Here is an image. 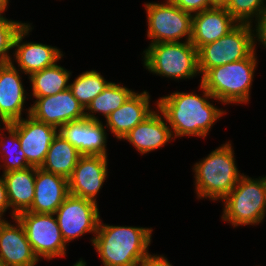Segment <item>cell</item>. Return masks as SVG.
I'll list each match as a JSON object with an SVG mask.
<instances>
[{"instance_id":"cell-36","label":"cell","mask_w":266,"mask_h":266,"mask_svg":"<svg viewBox=\"0 0 266 266\" xmlns=\"http://www.w3.org/2000/svg\"><path fill=\"white\" fill-rule=\"evenodd\" d=\"M0 121L3 123V126H4V127H2V126H1V123H0V135H1L2 131H5V130H6V128H7V126L9 125V123L6 122V121L3 120V119H0ZM1 127H2V128H1ZM3 128H4V130H3Z\"/></svg>"},{"instance_id":"cell-33","label":"cell","mask_w":266,"mask_h":266,"mask_svg":"<svg viewBox=\"0 0 266 266\" xmlns=\"http://www.w3.org/2000/svg\"><path fill=\"white\" fill-rule=\"evenodd\" d=\"M142 266H173L164 255H151Z\"/></svg>"},{"instance_id":"cell-25","label":"cell","mask_w":266,"mask_h":266,"mask_svg":"<svg viewBox=\"0 0 266 266\" xmlns=\"http://www.w3.org/2000/svg\"><path fill=\"white\" fill-rule=\"evenodd\" d=\"M134 91L123 85L110 82L106 88L98 94L85 109V117L90 120L100 121L95 113H101L105 120L118 109Z\"/></svg>"},{"instance_id":"cell-24","label":"cell","mask_w":266,"mask_h":266,"mask_svg":"<svg viewBox=\"0 0 266 266\" xmlns=\"http://www.w3.org/2000/svg\"><path fill=\"white\" fill-rule=\"evenodd\" d=\"M72 73L57 63L29 76L33 98L55 95L69 88Z\"/></svg>"},{"instance_id":"cell-19","label":"cell","mask_w":266,"mask_h":266,"mask_svg":"<svg viewBox=\"0 0 266 266\" xmlns=\"http://www.w3.org/2000/svg\"><path fill=\"white\" fill-rule=\"evenodd\" d=\"M239 23L225 8H209L192 16L190 42L198 50L228 34Z\"/></svg>"},{"instance_id":"cell-7","label":"cell","mask_w":266,"mask_h":266,"mask_svg":"<svg viewBox=\"0 0 266 266\" xmlns=\"http://www.w3.org/2000/svg\"><path fill=\"white\" fill-rule=\"evenodd\" d=\"M253 25L238 24L220 39L201 46L198 67L202 76L208 69L247 58L254 51Z\"/></svg>"},{"instance_id":"cell-35","label":"cell","mask_w":266,"mask_h":266,"mask_svg":"<svg viewBox=\"0 0 266 266\" xmlns=\"http://www.w3.org/2000/svg\"><path fill=\"white\" fill-rule=\"evenodd\" d=\"M10 0H0V18H3V17H6V16H3L5 10H7L8 8V3H9Z\"/></svg>"},{"instance_id":"cell-21","label":"cell","mask_w":266,"mask_h":266,"mask_svg":"<svg viewBox=\"0 0 266 266\" xmlns=\"http://www.w3.org/2000/svg\"><path fill=\"white\" fill-rule=\"evenodd\" d=\"M68 195L67 178L36 168L34 199L28 211L54 214Z\"/></svg>"},{"instance_id":"cell-29","label":"cell","mask_w":266,"mask_h":266,"mask_svg":"<svg viewBox=\"0 0 266 266\" xmlns=\"http://www.w3.org/2000/svg\"><path fill=\"white\" fill-rule=\"evenodd\" d=\"M23 24L6 17L0 18V64L12 62L13 57L9 53L13 49L14 37Z\"/></svg>"},{"instance_id":"cell-32","label":"cell","mask_w":266,"mask_h":266,"mask_svg":"<svg viewBox=\"0 0 266 266\" xmlns=\"http://www.w3.org/2000/svg\"><path fill=\"white\" fill-rule=\"evenodd\" d=\"M10 209V204L7 196L6 184L3 175L0 176V220H4L3 215Z\"/></svg>"},{"instance_id":"cell-34","label":"cell","mask_w":266,"mask_h":266,"mask_svg":"<svg viewBox=\"0 0 266 266\" xmlns=\"http://www.w3.org/2000/svg\"><path fill=\"white\" fill-rule=\"evenodd\" d=\"M229 0H209V8H226Z\"/></svg>"},{"instance_id":"cell-11","label":"cell","mask_w":266,"mask_h":266,"mask_svg":"<svg viewBox=\"0 0 266 266\" xmlns=\"http://www.w3.org/2000/svg\"><path fill=\"white\" fill-rule=\"evenodd\" d=\"M26 112V119L22 118L9 125L17 132L27 163L40 168L51 143L58 134V128L36 120L30 115L31 107Z\"/></svg>"},{"instance_id":"cell-37","label":"cell","mask_w":266,"mask_h":266,"mask_svg":"<svg viewBox=\"0 0 266 266\" xmlns=\"http://www.w3.org/2000/svg\"><path fill=\"white\" fill-rule=\"evenodd\" d=\"M73 266H86V262L80 258V260L73 264Z\"/></svg>"},{"instance_id":"cell-12","label":"cell","mask_w":266,"mask_h":266,"mask_svg":"<svg viewBox=\"0 0 266 266\" xmlns=\"http://www.w3.org/2000/svg\"><path fill=\"white\" fill-rule=\"evenodd\" d=\"M31 23H25L14 37L13 57L18 68L23 74L30 76L32 73L41 71L55 65L63 58V52L55 46L36 42H24V37L32 31Z\"/></svg>"},{"instance_id":"cell-5","label":"cell","mask_w":266,"mask_h":266,"mask_svg":"<svg viewBox=\"0 0 266 266\" xmlns=\"http://www.w3.org/2000/svg\"><path fill=\"white\" fill-rule=\"evenodd\" d=\"M143 64L150 73L173 80L200 75L198 51L190 41L149 44L143 51Z\"/></svg>"},{"instance_id":"cell-30","label":"cell","mask_w":266,"mask_h":266,"mask_svg":"<svg viewBox=\"0 0 266 266\" xmlns=\"http://www.w3.org/2000/svg\"><path fill=\"white\" fill-rule=\"evenodd\" d=\"M177 7L190 14L209 9V0H171Z\"/></svg>"},{"instance_id":"cell-14","label":"cell","mask_w":266,"mask_h":266,"mask_svg":"<svg viewBox=\"0 0 266 266\" xmlns=\"http://www.w3.org/2000/svg\"><path fill=\"white\" fill-rule=\"evenodd\" d=\"M108 157L82 155L68 179L69 194L97 202L96 196L108 178Z\"/></svg>"},{"instance_id":"cell-6","label":"cell","mask_w":266,"mask_h":266,"mask_svg":"<svg viewBox=\"0 0 266 266\" xmlns=\"http://www.w3.org/2000/svg\"><path fill=\"white\" fill-rule=\"evenodd\" d=\"M222 202V220L233 227L262 223L266 216V176L253 179L243 175Z\"/></svg>"},{"instance_id":"cell-27","label":"cell","mask_w":266,"mask_h":266,"mask_svg":"<svg viewBox=\"0 0 266 266\" xmlns=\"http://www.w3.org/2000/svg\"><path fill=\"white\" fill-rule=\"evenodd\" d=\"M6 131L9 136H4L3 133L0 135V155L3 161V165H0V167L4 169L3 173L30 167L26 155L21 149L17 132L10 125L7 126Z\"/></svg>"},{"instance_id":"cell-23","label":"cell","mask_w":266,"mask_h":266,"mask_svg":"<svg viewBox=\"0 0 266 266\" xmlns=\"http://www.w3.org/2000/svg\"><path fill=\"white\" fill-rule=\"evenodd\" d=\"M81 156L80 152L58 133L40 168L69 179Z\"/></svg>"},{"instance_id":"cell-15","label":"cell","mask_w":266,"mask_h":266,"mask_svg":"<svg viewBox=\"0 0 266 266\" xmlns=\"http://www.w3.org/2000/svg\"><path fill=\"white\" fill-rule=\"evenodd\" d=\"M0 220V266H36L40 261L27 240L23 225ZM17 224V225H16Z\"/></svg>"},{"instance_id":"cell-13","label":"cell","mask_w":266,"mask_h":266,"mask_svg":"<svg viewBox=\"0 0 266 266\" xmlns=\"http://www.w3.org/2000/svg\"><path fill=\"white\" fill-rule=\"evenodd\" d=\"M30 115L36 120L60 128L70 121L85 118V108L68 88L55 95L35 98Z\"/></svg>"},{"instance_id":"cell-2","label":"cell","mask_w":266,"mask_h":266,"mask_svg":"<svg viewBox=\"0 0 266 266\" xmlns=\"http://www.w3.org/2000/svg\"><path fill=\"white\" fill-rule=\"evenodd\" d=\"M153 229L113 226L100 219L90 241L104 266H142L152 255L148 252Z\"/></svg>"},{"instance_id":"cell-8","label":"cell","mask_w":266,"mask_h":266,"mask_svg":"<svg viewBox=\"0 0 266 266\" xmlns=\"http://www.w3.org/2000/svg\"><path fill=\"white\" fill-rule=\"evenodd\" d=\"M147 14V37L150 44L163 42H182L192 36V14L177 7L171 0L165 3H145Z\"/></svg>"},{"instance_id":"cell-20","label":"cell","mask_w":266,"mask_h":266,"mask_svg":"<svg viewBox=\"0 0 266 266\" xmlns=\"http://www.w3.org/2000/svg\"><path fill=\"white\" fill-rule=\"evenodd\" d=\"M150 99L147 90L141 93L134 92L124 104L110 114L105 126L121 141L130 130L155 111L150 106Z\"/></svg>"},{"instance_id":"cell-4","label":"cell","mask_w":266,"mask_h":266,"mask_svg":"<svg viewBox=\"0 0 266 266\" xmlns=\"http://www.w3.org/2000/svg\"><path fill=\"white\" fill-rule=\"evenodd\" d=\"M254 50L247 58L208 69L200 83L222 104L249 103L254 72L258 66Z\"/></svg>"},{"instance_id":"cell-26","label":"cell","mask_w":266,"mask_h":266,"mask_svg":"<svg viewBox=\"0 0 266 266\" xmlns=\"http://www.w3.org/2000/svg\"><path fill=\"white\" fill-rule=\"evenodd\" d=\"M110 83L96 70L84 71L69 85L73 96L86 109L91 101Z\"/></svg>"},{"instance_id":"cell-31","label":"cell","mask_w":266,"mask_h":266,"mask_svg":"<svg viewBox=\"0 0 266 266\" xmlns=\"http://www.w3.org/2000/svg\"><path fill=\"white\" fill-rule=\"evenodd\" d=\"M256 25L253 27L254 50L256 51V43L260 42L266 48V11L257 18ZM257 38V39H256Z\"/></svg>"},{"instance_id":"cell-9","label":"cell","mask_w":266,"mask_h":266,"mask_svg":"<svg viewBox=\"0 0 266 266\" xmlns=\"http://www.w3.org/2000/svg\"><path fill=\"white\" fill-rule=\"evenodd\" d=\"M16 219L23 225L27 240L39 260L66 256L67 244L54 214L25 211Z\"/></svg>"},{"instance_id":"cell-22","label":"cell","mask_w":266,"mask_h":266,"mask_svg":"<svg viewBox=\"0 0 266 266\" xmlns=\"http://www.w3.org/2000/svg\"><path fill=\"white\" fill-rule=\"evenodd\" d=\"M36 168L30 166L2 174L12 209L10 212L12 219L31 208L34 199Z\"/></svg>"},{"instance_id":"cell-18","label":"cell","mask_w":266,"mask_h":266,"mask_svg":"<svg viewBox=\"0 0 266 266\" xmlns=\"http://www.w3.org/2000/svg\"><path fill=\"white\" fill-rule=\"evenodd\" d=\"M156 109L157 111H154L122 138L132 144L142 155L162 148L172 139L174 140L165 116L158 108Z\"/></svg>"},{"instance_id":"cell-17","label":"cell","mask_w":266,"mask_h":266,"mask_svg":"<svg viewBox=\"0 0 266 266\" xmlns=\"http://www.w3.org/2000/svg\"><path fill=\"white\" fill-rule=\"evenodd\" d=\"M19 72L14 61L0 64V119L9 124L23 118V107L28 95Z\"/></svg>"},{"instance_id":"cell-1","label":"cell","mask_w":266,"mask_h":266,"mask_svg":"<svg viewBox=\"0 0 266 266\" xmlns=\"http://www.w3.org/2000/svg\"><path fill=\"white\" fill-rule=\"evenodd\" d=\"M200 89L202 96L195 92L177 91L155 101L171 128L174 140L184 136L205 138L214 123L226 113L208 101L216 99L201 83Z\"/></svg>"},{"instance_id":"cell-10","label":"cell","mask_w":266,"mask_h":266,"mask_svg":"<svg viewBox=\"0 0 266 266\" xmlns=\"http://www.w3.org/2000/svg\"><path fill=\"white\" fill-rule=\"evenodd\" d=\"M65 243L98 229L100 214L97 202L69 194L54 213Z\"/></svg>"},{"instance_id":"cell-16","label":"cell","mask_w":266,"mask_h":266,"mask_svg":"<svg viewBox=\"0 0 266 266\" xmlns=\"http://www.w3.org/2000/svg\"><path fill=\"white\" fill-rule=\"evenodd\" d=\"M106 126L102 121L83 118L70 121L58 129V133L70 142L81 155H107Z\"/></svg>"},{"instance_id":"cell-28","label":"cell","mask_w":266,"mask_h":266,"mask_svg":"<svg viewBox=\"0 0 266 266\" xmlns=\"http://www.w3.org/2000/svg\"><path fill=\"white\" fill-rule=\"evenodd\" d=\"M266 0H229L226 10L239 24H251L266 11Z\"/></svg>"},{"instance_id":"cell-3","label":"cell","mask_w":266,"mask_h":266,"mask_svg":"<svg viewBox=\"0 0 266 266\" xmlns=\"http://www.w3.org/2000/svg\"><path fill=\"white\" fill-rule=\"evenodd\" d=\"M230 142L211 151L193 167L197 199L223 200L244 175L236 166Z\"/></svg>"}]
</instances>
